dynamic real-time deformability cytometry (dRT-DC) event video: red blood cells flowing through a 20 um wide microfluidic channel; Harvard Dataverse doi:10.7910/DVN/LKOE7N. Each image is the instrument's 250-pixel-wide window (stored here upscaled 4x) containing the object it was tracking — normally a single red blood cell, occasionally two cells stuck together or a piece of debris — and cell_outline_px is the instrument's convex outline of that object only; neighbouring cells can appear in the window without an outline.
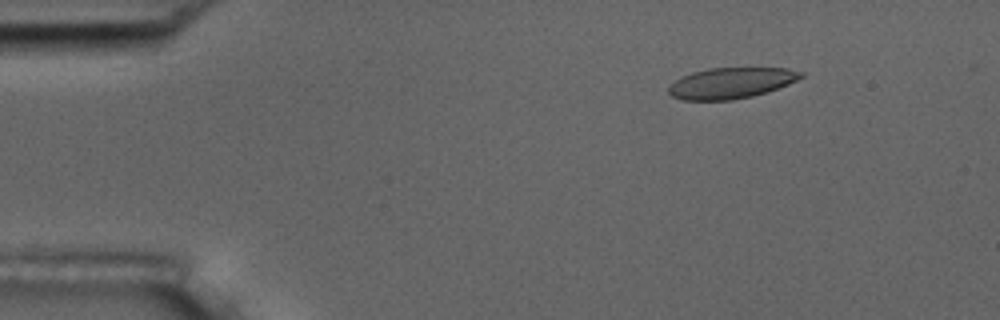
{"species": "common noctule bat (a hibernating species)", "species_latin": "Nyctalus noctula", "temperature_condition": "room temperature", "stored_images_in_passage": 15, "camera_frame_rate_fps": 3000, "um_per_image_px": 0.085, "animal": {"sex": "male", "body_mass_g": 17.5, "forearm_length_mm": 52.3}, "frame": {"image": 1, "passage_image": 3, "time_ms": 2.333, "image_size_px": [1000, 320], "cell_outline_px": [[804, 76], [788, 84], [768, 92], [752, 96], [732, 100], [684, 100], [672, 96], [668, 92], [668, 88], [680, 76], [692, 72], [708, 68], [788, 68], [804, 72]], "centroid_in_image_um": [62.15, 7.05], "position_along_channel_um": 22.9, "area_um2": 23.87}}
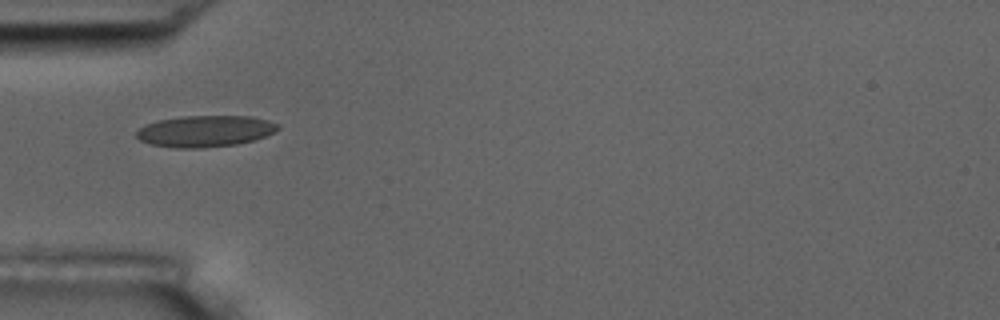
{"frame": {"image": 2, "passage_image": 5, "time_ms": 5.667, "image_size_px": [1000, 320], "cell_outline_px": [[280, 128], [276, 132], [252, 140], [236, 144], [204, 148], [176, 148], [152, 144], [140, 140], [136, 136], [136, 132], [144, 124], [156, 120], [180, 116], [252, 116], [268, 120], [280, 124]], "centroid_in_image_um": [17.44, 11.14], "position_along_channel_um": 67.6, "area_um2": 26.07}}
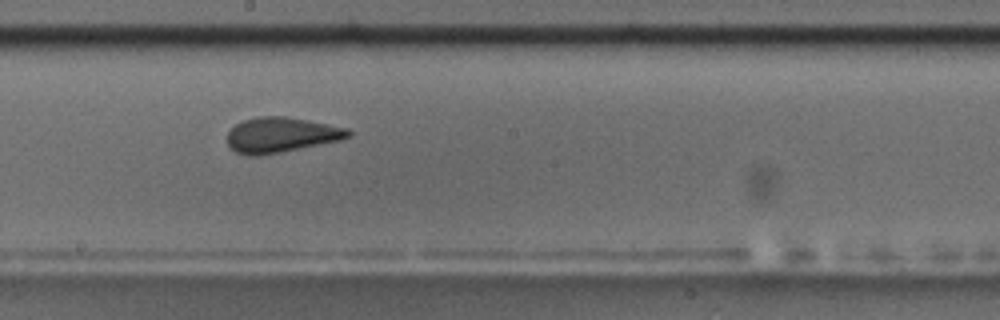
{"frame": {"image": 3, "passage_image": 9, "time_ms": 10.0, "image_size_px": [1000, 320], "cell_outline_px": [[352, 136], [340, 140], [280, 152], [256, 156], [248, 156], [236, 152], [228, 144], [228, 132], [236, 124], [244, 120], [260, 116], [288, 116], [348, 128], [352, 132]], "centroid_in_image_um": [23.91, 11.46], "position_along_channel_um": 224.3, "area_um2": 24.68}, "authors_computed_cell_mechanics": {"area_um2": 24.854, "velocity_mm_per_s": 3.6243, "shape_relaxation_time_tau1_ms": 6.4124, "shape_relaxation_time_tau2_ms": 0.6979, "deformation_change_tau1": 0.1469, "deformation_change_tau2": 0.0492}}